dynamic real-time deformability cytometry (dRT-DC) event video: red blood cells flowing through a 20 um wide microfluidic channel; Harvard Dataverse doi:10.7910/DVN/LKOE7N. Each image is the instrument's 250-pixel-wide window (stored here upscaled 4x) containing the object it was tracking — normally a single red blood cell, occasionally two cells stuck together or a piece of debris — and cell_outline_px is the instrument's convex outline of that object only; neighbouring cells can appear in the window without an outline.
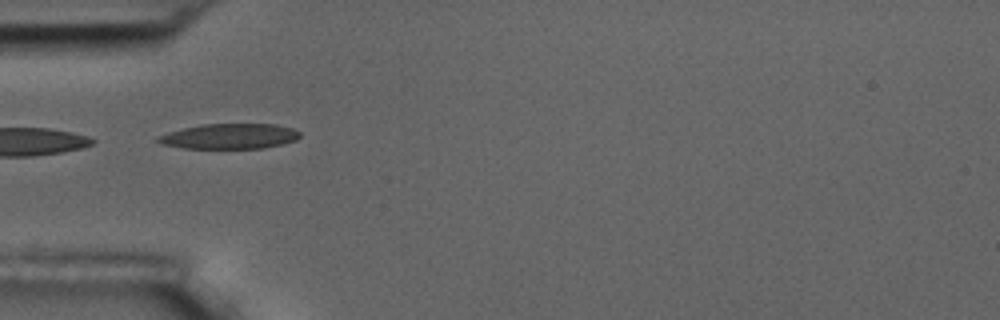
{"species": "common noctule bat (a hibernating species)", "species_latin": "Nyctalus noctula", "temperature_condition": "room temperature", "stored_images_in_passage": 9, "camera_frame_rate_fps": 3000, "um_per_image_px": 0.085, "animal": {"sex": "male", "body_mass_g": 17.5, "forearm_length_mm": 52.3}, "frame": {"image": 1, "passage_image": 1, "time_ms": 0.0, "image_size_px": [1000, 320], "cell_outline_px": [[300, 136], [296, 140], [264, 148], [184, 148], [160, 144], [156, 140], [156, 136], [168, 132], [200, 124], [276, 124], [292, 128], [300, 132]], "centroid_in_image_um": [19.48, 11.58], "position_along_channel_um": 65.5, "area_um2": 20.87}}